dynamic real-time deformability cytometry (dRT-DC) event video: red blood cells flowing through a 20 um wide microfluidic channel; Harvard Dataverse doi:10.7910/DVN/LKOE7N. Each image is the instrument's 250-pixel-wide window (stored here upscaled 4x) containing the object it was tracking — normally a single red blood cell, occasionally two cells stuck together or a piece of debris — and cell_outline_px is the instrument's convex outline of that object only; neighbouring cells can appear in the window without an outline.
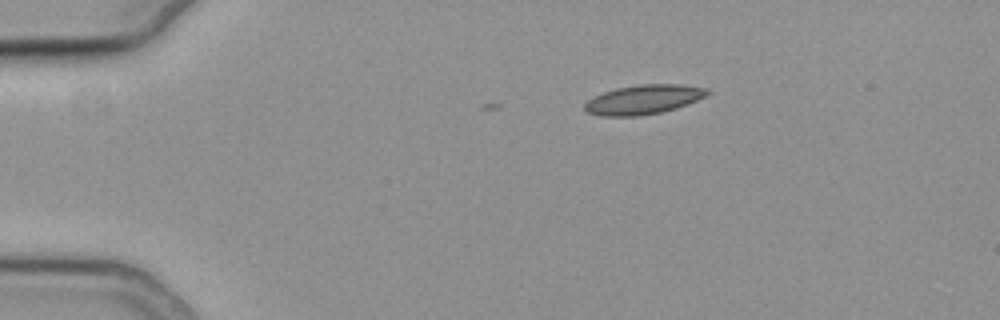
{"species": "common noctule bat (a hibernating species)", "species_latin": "Nyctalus noctula", "temperature_condition": "cold", "stored_images_in_passage": 2, "camera_frame_rate_fps": 3000, "um_per_image_px": 0.085, "animal": {"sex": "female", "body_mass_g": 19.3, "forearm_length_mm": 54.1}, "frame": {"image": 1, "passage_image": 2, "time_ms": 0.333, "image_size_px": [1000, 320], "cell_outline_px": [[712, 92], [696, 100], [676, 108], [660, 112], [636, 116], [600, 116], [588, 112], [584, 108], [584, 104], [588, 100], [604, 92], [616, 88], [640, 84], [680, 84], [708, 88]], "centroid_in_image_um": [54.71, 8.45], "position_along_channel_um": 30.3, "area_um2": 20.81}}